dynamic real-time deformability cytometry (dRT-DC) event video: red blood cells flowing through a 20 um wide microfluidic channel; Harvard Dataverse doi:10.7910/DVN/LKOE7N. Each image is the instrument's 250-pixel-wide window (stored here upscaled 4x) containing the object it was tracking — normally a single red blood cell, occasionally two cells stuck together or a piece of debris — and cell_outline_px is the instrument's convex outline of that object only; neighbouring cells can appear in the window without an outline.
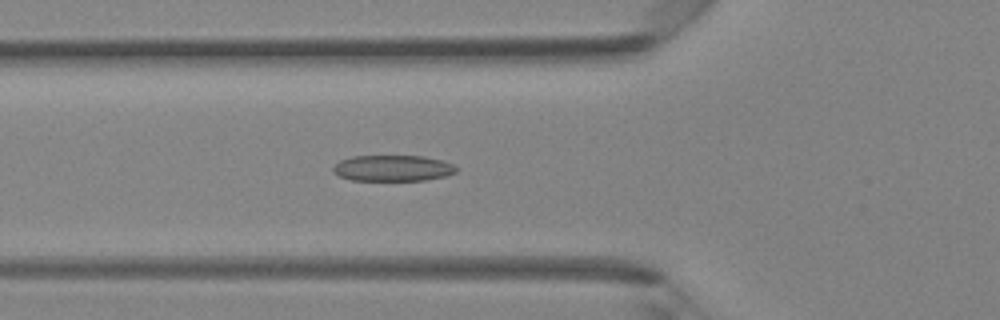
{"species": "Egyptian fruit bat (a non-hibernating species)", "species_latin": "Rousettus aegyptiacus", "temperature_condition": "room temperature", "stored_images_in_passage": 30, "camera_frame_rate_fps": 3000, "um_per_image_px": 0.085, "animal": {"sex": "female"}, "frame": {"image": 1, "passage_image": 3, "time_ms": 0.667, "image_size_px": [1000, 320], "cell_outline_px": [[456, 172], [448, 176], [424, 180], [352, 180], [340, 176], [332, 168], [340, 160], [352, 156], [424, 156], [440, 160], [452, 164], [456, 168]], "centroid_in_image_um": [33.4, 14.29], "position_along_channel_um": 92.4, "area_um2": 18.5}}
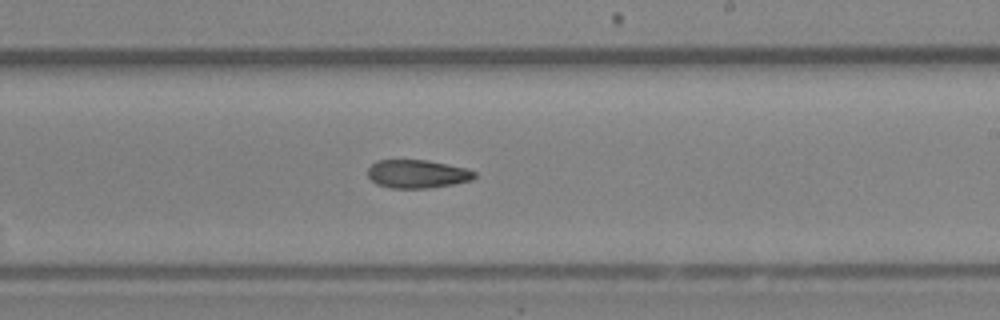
{"frame": {"image": 2, "passage_image": 13, "time_ms": 4.0, "image_size_px": [1000, 320], "cell_outline_px": [[476, 176], [472, 180], [452, 184], [428, 188], [392, 188], [376, 184], [368, 176], [368, 168], [376, 160], [428, 160], [468, 168], [476, 172]], "centroid_in_image_um": [35.48, 14.78], "position_along_channel_um": 253.5, "area_um2": 17.69}}
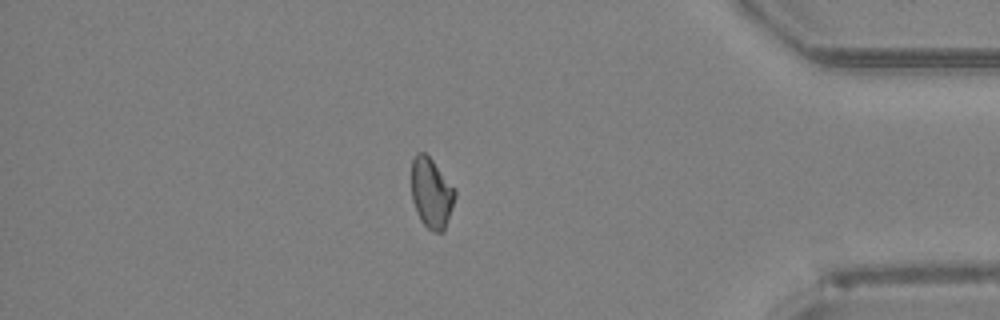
{"frame": {"image": 3, "passage_image": 24, "time_ms": 7.667, "image_size_px": [1000, 320], "cell_outline_px": [[456, 196], [444, 232], [432, 232], [420, 220], [416, 212], [412, 200], [412, 160], [416, 152], [424, 152], [432, 160], [456, 192]], "centroid_in_image_um": [36.65, 16.44], "position_along_channel_um": 398.5, "area_um2": 17.63}}